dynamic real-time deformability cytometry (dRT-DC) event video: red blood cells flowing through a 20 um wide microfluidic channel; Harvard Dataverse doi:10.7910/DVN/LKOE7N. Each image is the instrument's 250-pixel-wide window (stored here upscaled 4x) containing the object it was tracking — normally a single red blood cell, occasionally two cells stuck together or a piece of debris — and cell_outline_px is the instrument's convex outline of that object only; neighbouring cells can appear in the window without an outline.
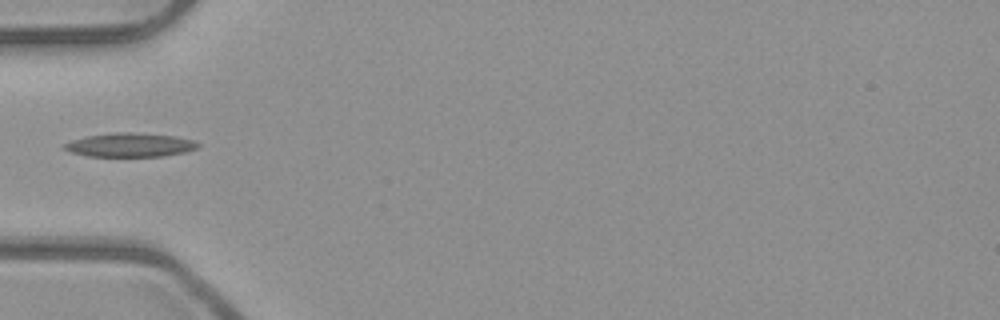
{"species": "common noctule bat (a hibernating species)", "species_latin": "Nyctalus noctula", "temperature_condition": "room temperature", "stored_images_in_passage": 5, "camera_frame_rate_fps": 3000, "um_per_image_px": 0.085, "animal": {"sex": "male", "body_mass_g": 23.1, "forearm_length_mm": 52.7}, "frame": {"image": 1, "passage_image": 4, "time_ms": 1.0, "image_size_px": [1000, 320], "cell_outline_px": [[200, 144], [196, 148], [188, 152], [164, 156], [88, 156], [72, 152], [60, 148], [64, 144], [72, 140], [88, 136], [112, 132], [132, 132], [176, 136], [192, 140]], "centroid_in_image_um": [11.06, 12.32], "position_along_channel_um": 73.9, "area_um2": 18.61}}
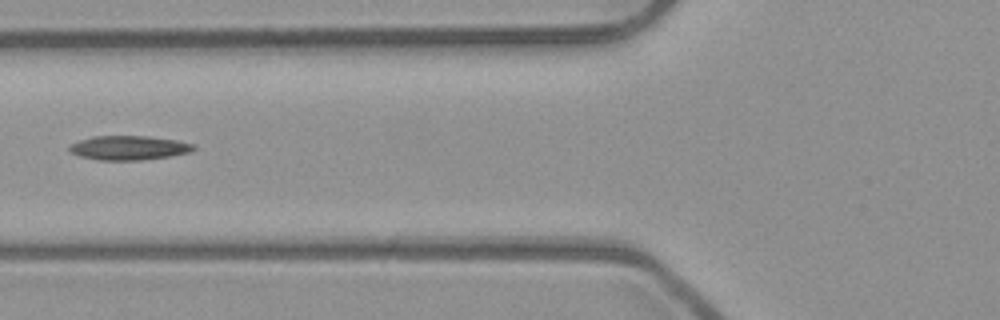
{"frame": {"image": 2, "passage_image": 5, "time_ms": 1.333, "image_size_px": [1000, 320], "cell_outline_px": [[196, 148], [188, 152], [168, 156], [140, 160], [96, 160], [80, 156], [72, 152], [68, 148], [72, 144], [80, 140], [92, 136], [148, 136], [176, 140], [196, 144]], "centroid_in_image_um": [10.96, 12.56], "position_along_channel_um": 114.8, "area_um2": 17.4}}